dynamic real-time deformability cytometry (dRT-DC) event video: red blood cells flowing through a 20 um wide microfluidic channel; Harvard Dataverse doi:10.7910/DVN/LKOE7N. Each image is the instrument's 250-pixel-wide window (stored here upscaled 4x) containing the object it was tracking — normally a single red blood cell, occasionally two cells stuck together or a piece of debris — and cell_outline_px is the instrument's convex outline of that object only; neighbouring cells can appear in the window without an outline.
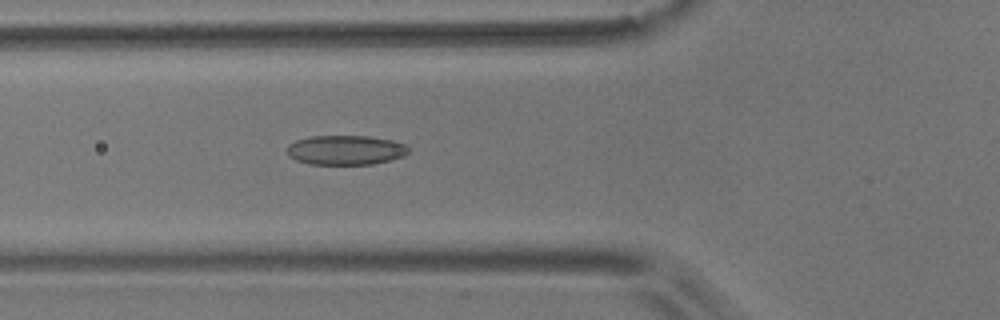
{"species": "common noctule bat (a hibernating species)", "species_latin": "Nyctalus noctula", "temperature_condition": "room temperature", "stored_images_in_passage": 31, "camera_frame_rate_fps": 3000, "um_per_image_px": 0.085, "animal": {"sex": "male", "body_mass_g": 17.9}, "frame": {"image": 1, "passage_image": 11, "time_ms": 3.333, "image_size_px": [1000, 320], "cell_outline_px": [[408, 152], [404, 156], [372, 164], [308, 164], [296, 160], [288, 156], [288, 144], [296, 140], [308, 136], [368, 136], [392, 140], [404, 144], [408, 148]], "centroid_in_image_um": [29.34, 12.75], "position_along_channel_um": 96.5, "area_um2": 20.87}}
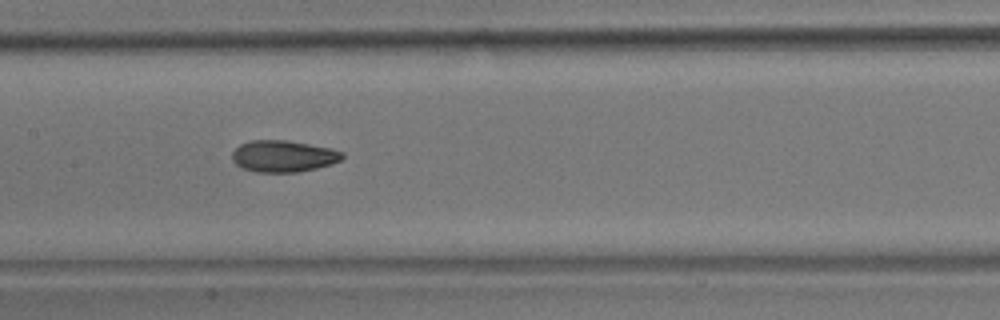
{"frame": {"image": 2, "passage_image": 18, "time_ms": 5.667, "image_size_px": [1000, 320], "cell_outline_px": [[344, 156], [340, 160], [332, 164], [316, 168], [296, 172], [256, 172], [240, 168], [232, 160], [232, 152], [240, 144], [252, 140], [288, 140], [332, 148], [344, 152]], "centroid_in_image_um": [24.08, 13.27], "position_along_channel_um": 183.3, "area_um2": 20.46}}
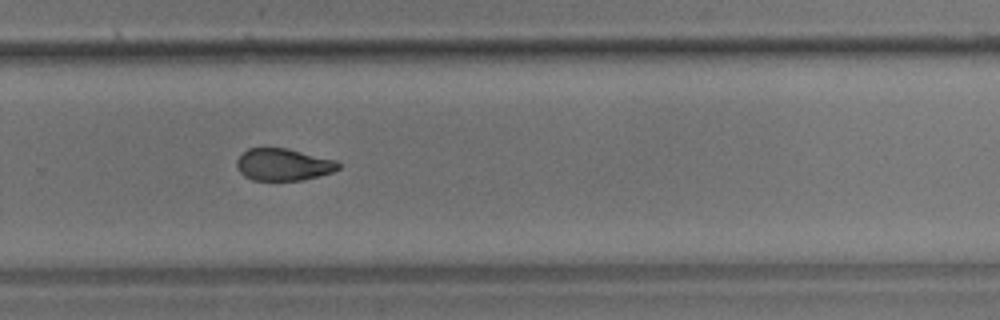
{"frame": {"image": 3, "passage_image": 28, "time_ms": 9.0, "image_size_px": [1000, 320], "cell_outline_px": [[340, 168], [332, 172], [300, 180], [252, 180], [244, 176], [240, 172], [236, 164], [236, 160], [248, 148], [288, 148], [336, 160], [340, 164]], "centroid_in_image_um": [24.07, 13.98], "position_along_channel_um": 305.7, "area_um2": 18.9}, "authors_computed_cell_mechanics": {"area_um2": 20.4612, "velocity_mm_per_s": 3.6843, "shape_relaxation_time_tau1_ms": 5.3353, "shape_relaxation_time_tau2_ms": 3.819, "deformation_change_tau1": 0.131, "deformation_change_tau2": 0.0905}}